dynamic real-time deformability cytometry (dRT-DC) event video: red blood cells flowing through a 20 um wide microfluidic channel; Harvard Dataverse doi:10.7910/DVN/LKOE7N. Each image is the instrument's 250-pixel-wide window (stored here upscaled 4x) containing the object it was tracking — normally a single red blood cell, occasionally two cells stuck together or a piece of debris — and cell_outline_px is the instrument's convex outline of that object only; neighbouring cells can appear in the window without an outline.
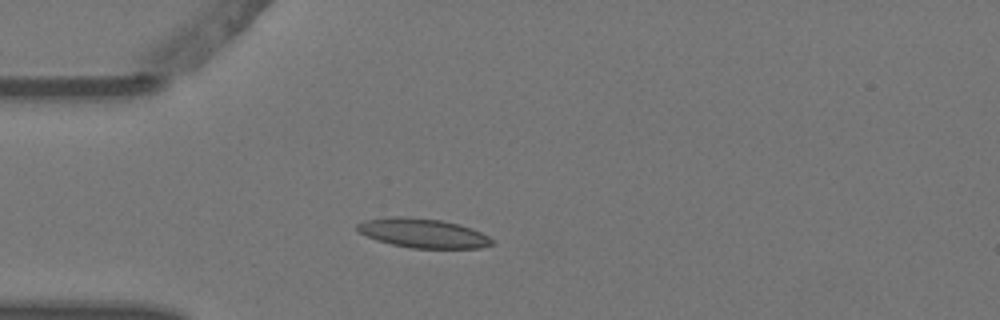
{"species": "Egyptian fruit bat (a non-hibernating species)", "species_latin": "Rousettus aegyptiacus", "temperature_condition": "warm", "stored_images_in_passage": 4, "camera_frame_rate_fps": 3000, "um_per_image_px": 0.085, "animal": {"sex": "female"}, "frame": {"image": 1, "passage_image": 3, "time_ms": 0.667, "image_size_px": [1000, 320], "cell_outline_px": [[496, 244], [480, 248], [412, 248], [392, 244], [376, 240], [360, 232], [356, 228], [356, 224], [364, 220], [392, 216], [404, 216], [444, 220], [460, 224], [472, 228], [496, 240]], "centroid_in_image_um": [36.0, 19.81], "position_along_channel_um": 49.0, "area_um2": 23.24}}